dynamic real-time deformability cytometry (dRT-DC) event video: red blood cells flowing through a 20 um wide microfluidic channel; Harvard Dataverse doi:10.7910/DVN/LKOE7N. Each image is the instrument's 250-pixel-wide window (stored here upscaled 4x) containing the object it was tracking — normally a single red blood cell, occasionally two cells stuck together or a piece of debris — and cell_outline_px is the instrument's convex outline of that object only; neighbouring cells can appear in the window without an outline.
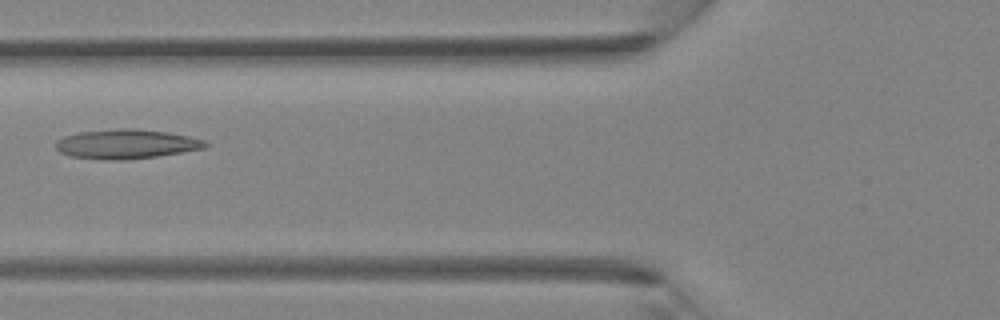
{"species": "Egyptian fruit bat (a non-hibernating species)", "species_latin": "Rousettus aegyptiacus", "temperature_condition": "room temperature", "stored_images_in_passage": 40, "camera_frame_rate_fps": 3000, "um_per_image_px": 0.085, "animal": {"sex": "female"}, "frame": {"image": 1, "passage_image": 16, "time_ms": 5.0, "image_size_px": [1000, 320], "cell_outline_px": [[208, 144], [204, 148], [156, 156], [128, 160], [96, 160], [68, 156], [60, 152], [56, 148], [56, 140], [64, 136], [80, 132], [120, 128], [128, 128], [168, 132], [188, 136], [204, 140]], "centroid_in_image_um": [10.67, 12.25], "position_along_channel_um": 115.1, "area_um2": 25.66}}
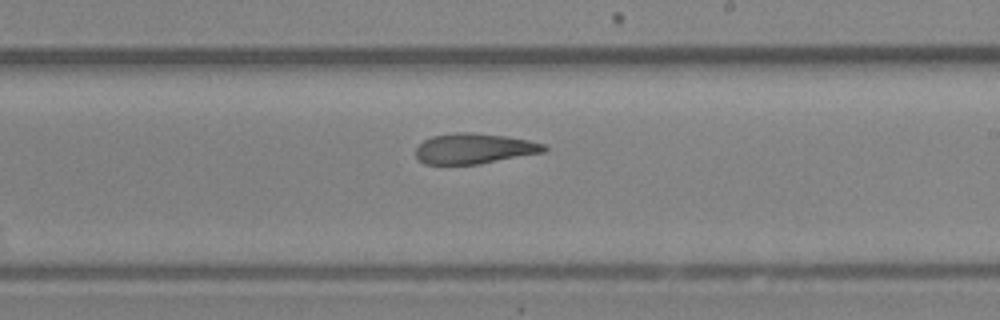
{"frame": {"image": 2, "passage_image": 24, "time_ms": 7.667, "image_size_px": [1000, 320], "cell_outline_px": [[548, 148], [544, 152], [480, 164], [424, 164], [416, 156], [416, 148], [424, 140], [432, 136], [456, 132], [472, 132], [508, 136], [528, 140], [544, 144]], "centroid_in_image_um": [40.31, 12.62], "position_along_channel_um": 248.7, "area_um2": 22.77}}
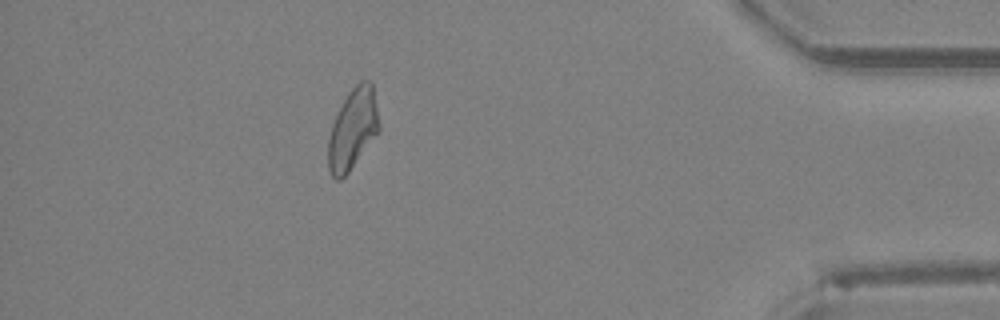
{"frame": {"image": 3, "passage_image": 36, "time_ms": 11.667, "image_size_px": [1000, 320], "cell_outline_px": [[380, 132], [348, 172], [340, 180], [336, 180], [332, 176], [328, 168], [328, 140], [332, 124], [348, 92], [360, 80], [368, 80], [372, 84], [380, 124]], "centroid_in_image_um": [30.0, 10.98], "position_along_channel_um": 405.2, "area_um2": 23.87}}